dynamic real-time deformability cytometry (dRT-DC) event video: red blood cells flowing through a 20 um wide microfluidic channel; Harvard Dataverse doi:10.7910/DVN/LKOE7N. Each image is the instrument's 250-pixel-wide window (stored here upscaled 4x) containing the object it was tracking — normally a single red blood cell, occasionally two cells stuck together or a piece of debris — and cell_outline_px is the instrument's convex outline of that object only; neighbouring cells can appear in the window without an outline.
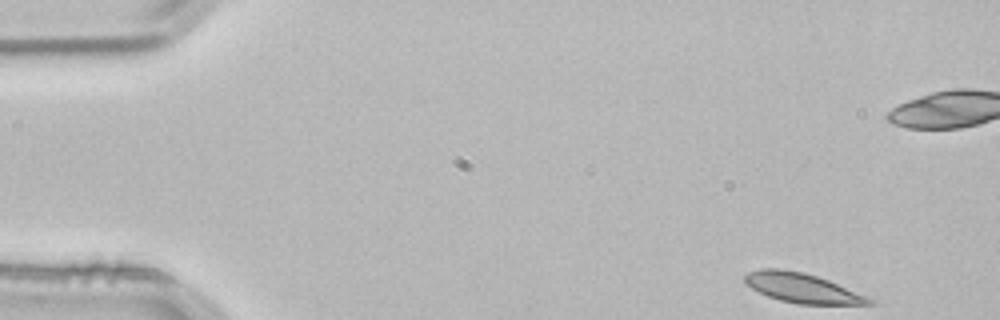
{"species": "common noctule bat (a hibernating species)", "species_latin": "Nyctalus noctula", "temperature_condition": "room temperature", "stored_images_in_passage": 4, "camera_frame_rate_fps": 3000, "um_per_image_px": 0.085, "animal": {"sex": "male", "body_mass_g": 21.5, "forearm_length_mm": 52.0}, "frame": {"image": 1, "passage_image": 1, "time_ms": 0.0, "image_size_px": [1000, 320], "cell_outline_px": [[876, 304], [796, 304], [780, 300], [768, 296], [744, 284], [744, 276], [748, 272], [760, 268], [780, 268], [804, 272], [828, 280], [876, 300]], "centroid_in_image_um": [68.16, 24.47], "position_along_channel_um": 16.8, "area_um2": 21.44}}